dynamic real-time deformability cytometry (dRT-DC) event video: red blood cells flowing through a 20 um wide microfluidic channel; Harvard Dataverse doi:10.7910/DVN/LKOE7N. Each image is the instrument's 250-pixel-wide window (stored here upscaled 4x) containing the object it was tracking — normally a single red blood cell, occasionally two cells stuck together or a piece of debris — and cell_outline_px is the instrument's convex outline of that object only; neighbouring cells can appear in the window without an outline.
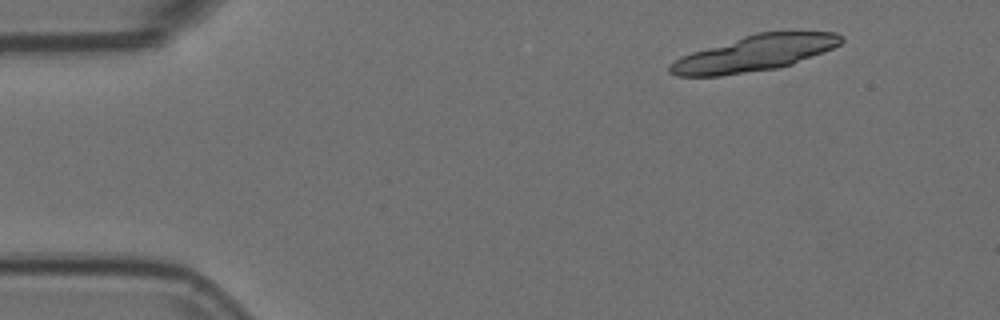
{"species": "Egyptian fruit bat (a non-hibernating species)", "species_latin": "Rousettus aegyptiacus", "temperature_condition": "room temperature", "stored_images_in_passage": 16, "camera_frame_rate_fps": 3000, "um_per_image_px": 0.085, "animal": {"sex": "female"}, "frame": {"image": 1, "passage_image": 1, "time_ms": 0.0, "image_size_px": [1000, 320], "cell_outline_px": [[824, 48], [816, 52], [784, 64], [728, 72], [704, 72], [704, 52], [776, 32], [816, 32], [824, 44]], "centroid_in_image_um": [64.83, 4.4], "position_along_channel_um": 20.2, "area_um2": 23.0}}